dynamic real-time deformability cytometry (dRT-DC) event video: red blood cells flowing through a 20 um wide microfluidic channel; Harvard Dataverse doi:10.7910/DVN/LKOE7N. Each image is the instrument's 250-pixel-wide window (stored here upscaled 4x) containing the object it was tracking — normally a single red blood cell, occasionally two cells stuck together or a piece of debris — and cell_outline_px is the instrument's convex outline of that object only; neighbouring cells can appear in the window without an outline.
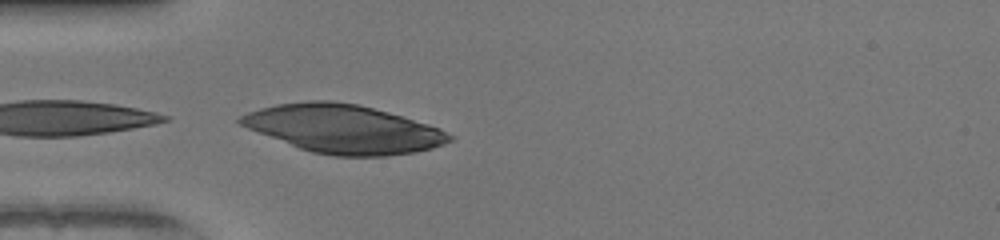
{"species": "human", "species_latin": "Homo sapiens", "temperature_condition": "warm", "stored_images_in_passage": 4, "camera_frame_rate_fps": 3000, "um_per_image_px": 0.085, "donor": {"sex": "female"}, "frame": {"image": 1, "passage_image": 4, "time_ms": 1.0, "image_size_px": [1000, 240], "cell_outline_px": [[452, 140], [444, 144], [432, 148], [416, 152], [384, 156], [336, 156], [312, 152], [300, 148], [248, 128], [240, 124], [236, 120], [240, 116], [248, 112], [260, 108], [276, 104], [308, 100], [332, 100], [356, 104], [388, 112], [428, 124], [440, 128], [452, 136]], "centroid_in_image_um": [29.19, 10.95], "position_along_channel_um": 55.8, "area_um2": 58.44}}